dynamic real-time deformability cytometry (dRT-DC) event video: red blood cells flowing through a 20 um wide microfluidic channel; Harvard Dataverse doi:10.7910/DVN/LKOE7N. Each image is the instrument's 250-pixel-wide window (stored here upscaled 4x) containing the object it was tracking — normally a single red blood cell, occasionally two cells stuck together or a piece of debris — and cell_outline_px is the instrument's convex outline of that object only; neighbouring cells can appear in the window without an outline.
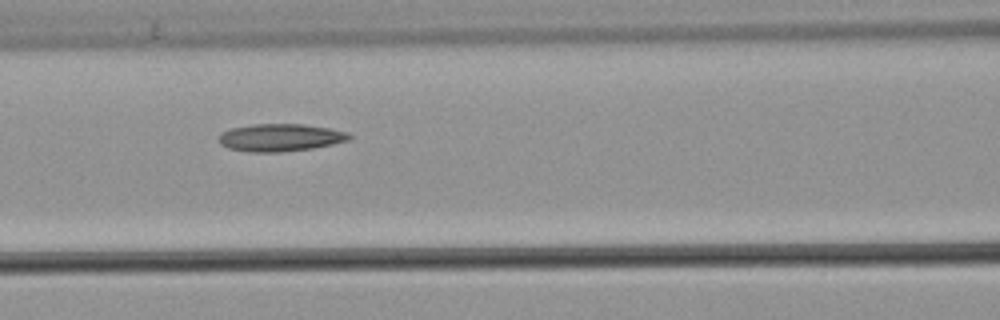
{"species": "common noctule bat (a hibernating species)", "species_latin": "Nyctalus noctula", "temperature_condition": "warm", "stored_images_in_passage": 10, "camera_frame_rate_fps": 3000, "um_per_image_px": 0.085, "animal": {"sex": "male", "body_mass_g": 21.5, "forearm_length_mm": 52.0}, "frame": {"image": 1, "passage_image": 9, "time_ms": 2.667, "image_size_px": [1000, 320], "cell_outline_px": [[352, 136], [348, 140], [332, 144], [312, 148], [280, 152], [248, 152], [228, 148], [220, 144], [216, 140], [220, 132], [232, 128], [252, 124], [304, 124], [328, 128], [348, 132]], "centroid_in_image_um": [23.77, 11.69], "position_along_channel_um": 142.8, "area_um2": 21.04}}